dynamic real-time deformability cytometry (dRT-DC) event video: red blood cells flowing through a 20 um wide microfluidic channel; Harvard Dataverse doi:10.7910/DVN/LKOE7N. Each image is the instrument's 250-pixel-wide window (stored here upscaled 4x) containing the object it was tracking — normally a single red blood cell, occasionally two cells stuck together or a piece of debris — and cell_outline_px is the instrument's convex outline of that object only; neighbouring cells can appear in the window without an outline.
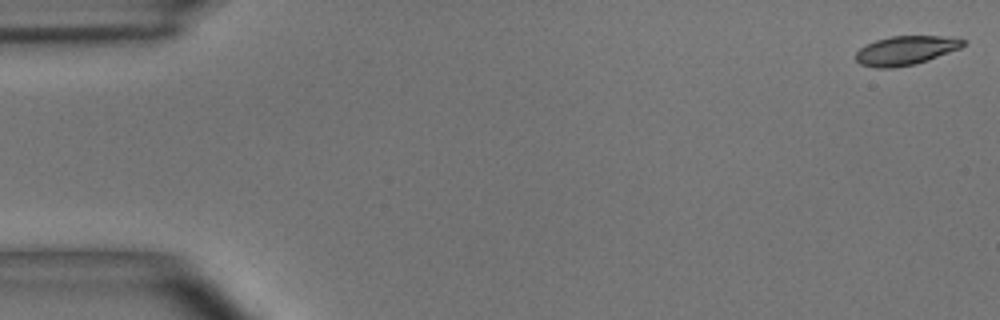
{"species": "common noctule bat (a hibernating species)", "species_latin": "Nyctalus noctula", "temperature_condition": "room temperature", "stored_images_in_passage": 54, "camera_frame_rate_fps": 3000, "um_per_image_px": 0.085, "animal": {"sex": "male", "body_mass_g": 15.6}, "frame": {"image": 1, "passage_image": 1, "time_ms": 0.0, "image_size_px": [1000, 320], "cell_outline_px": [[964, 44], [960, 48], [928, 60], [916, 64], [892, 68], [876, 68], [860, 64], [856, 60], [856, 52], [864, 44], [876, 40], [892, 36], [940, 36], [964, 40]], "centroid_in_image_um": [76.92, 4.3], "position_along_channel_um": 8.1, "area_um2": 18.03}}
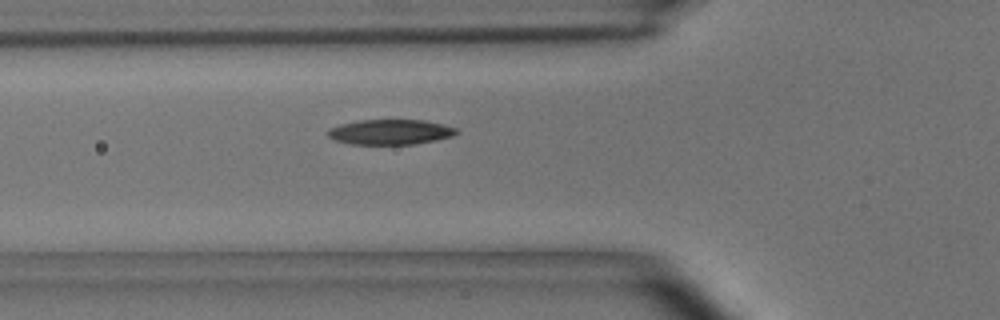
{"frame": {"image": 2, "passage_image": 19, "time_ms": 6.0, "image_size_px": [1000, 320], "cell_outline_px": [[460, 132], [452, 136], [436, 140], [412, 144], [348, 144], [332, 140], [328, 136], [328, 128], [340, 124], [360, 120], [424, 120], [456, 128]], "centroid_in_image_um": [33.13, 11.22], "position_along_channel_um": 92.7, "area_um2": 18.84}}
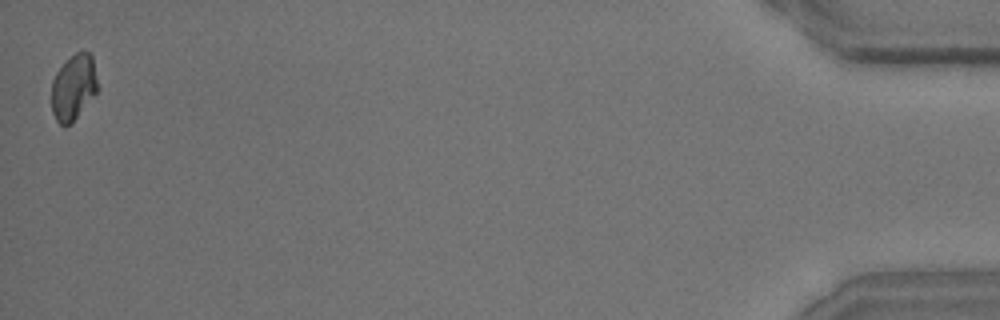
{"frame": {"image": 3, "passage_image": 54, "time_ms": 17.667, "image_size_px": [1000, 320], "cell_outline_px": [[100, 88], [72, 124], [64, 128], [56, 120], [52, 112], [52, 80], [56, 72], [76, 52], [92, 52]], "centroid_in_image_um": [6.29, 7.45], "position_along_channel_um": 428.9, "area_um2": 18.03}, "authors_computed_cell_mechanics": {"area_um2": 18.8717, "velocity_mm_per_s": 3.6535, "shape_relaxation_time_tau1_ms": 4.1991, "shape_relaxation_time_tau2_ms": 7.7203, "deformation_change_tau1": 0.1302, "deformation_change_tau2": 0.117}}